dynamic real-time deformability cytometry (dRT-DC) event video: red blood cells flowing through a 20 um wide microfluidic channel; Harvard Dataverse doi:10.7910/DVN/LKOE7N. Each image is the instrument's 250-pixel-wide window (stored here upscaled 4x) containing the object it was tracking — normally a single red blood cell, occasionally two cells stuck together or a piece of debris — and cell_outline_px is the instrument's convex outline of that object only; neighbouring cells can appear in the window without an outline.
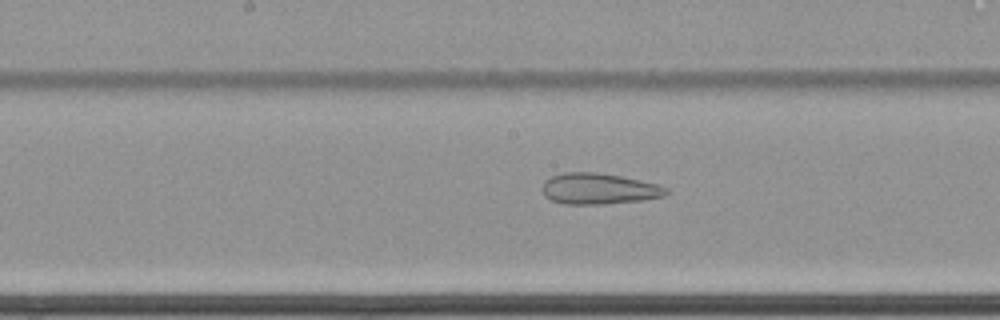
{"species": "common noctule bat (a hibernating species)", "species_latin": "Nyctalus noctula", "temperature_condition": "cold", "stored_images_in_passage": 63, "camera_frame_rate_fps": 3000, "um_per_image_px": 0.085, "animal": {"sex": "female", "body_mass_g": 22.7, "forearm_length_mm": 54.2}, "frame": {"image": 1, "passage_image": 35, "time_ms": 11.333, "image_size_px": [1000, 320], "cell_outline_px": [[668, 192], [664, 196], [640, 200], [604, 204], [564, 204], [552, 200], [544, 196], [544, 180], [552, 176], [564, 172], [596, 172], [620, 176], [640, 180], [656, 184], [668, 188]], "centroid_in_image_um": [50.89, 16.04], "position_along_channel_um": 197.3, "area_um2": 22.2}}
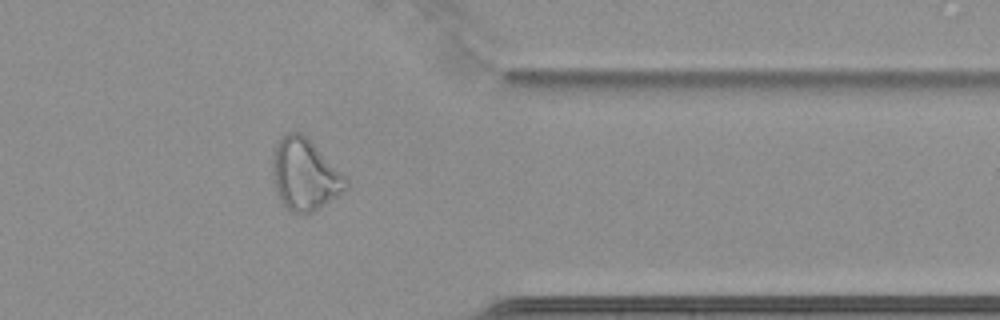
{"frame": {"image": 2, "passage_image": 52, "time_ms": 17.0, "image_size_px": [1000, 320], "cell_outline_px": [[348, 188], [312, 212], [304, 216], [292, 212], [276, 196], [272, 180], [272, 148], [280, 136], [288, 132], [300, 132], [348, 180]], "centroid_in_image_um": [25.82, 14.86], "position_along_channel_um": 385.6, "area_um2": 30.46}}
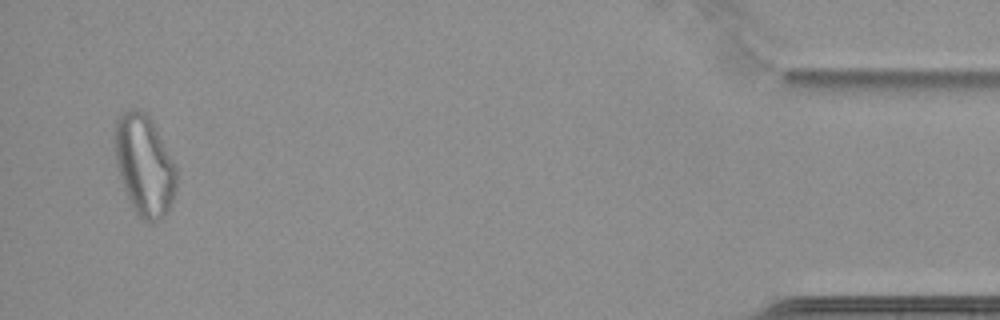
{"frame": {"image": 3, "passage_image": 61, "time_ms": 20.0, "image_size_px": [1000, 320], "cell_outline_px": [[176, 192], [168, 212], [156, 220], [148, 224], [136, 212], [124, 188], [116, 164], [116, 120], [128, 108], [136, 108], [144, 112], [152, 120], [176, 164]], "centroid_in_image_um": [12.31, 14.04], "position_along_channel_um": 422.9, "area_um2": 35.84}}